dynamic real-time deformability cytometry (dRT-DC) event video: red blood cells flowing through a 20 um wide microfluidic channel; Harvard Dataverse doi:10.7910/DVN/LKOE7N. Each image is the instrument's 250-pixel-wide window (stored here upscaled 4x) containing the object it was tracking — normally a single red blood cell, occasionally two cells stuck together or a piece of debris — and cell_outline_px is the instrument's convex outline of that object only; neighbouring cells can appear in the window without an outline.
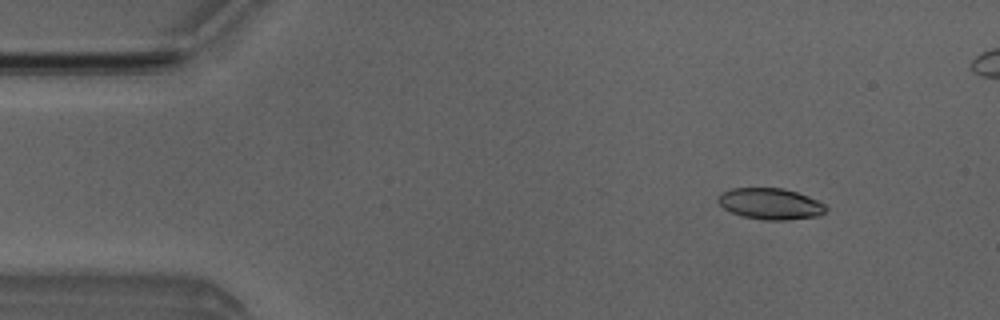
{"species": "Egyptian fruit bat (a non-hibernating species)", "species_latin": "Rousettus aegyptiacus", "temperature_condition": "room temperature", "stored_images_in_passage": 5, "camera_frame_rate_fps": 3000, "um_per_image_px": 0.085, "animal": {"sex": "male"}, "frame": {"image": 1, "passage_image": 2, "time_ms": 1.0, "image_size_px": [1000, 320], "cell_outline_px": [[828, 208], [820, 216], [788, 220], [764, 220], [744, 216], [732, 212], [724, 208], [716, 200], [720, 192], [732, 188], [784, 188], [808, 196], [824, 204]], "centroid_in_image_um": [65.48, 17.32], "position_along_channel_um": 19.5, "area_um2": 19.65}}